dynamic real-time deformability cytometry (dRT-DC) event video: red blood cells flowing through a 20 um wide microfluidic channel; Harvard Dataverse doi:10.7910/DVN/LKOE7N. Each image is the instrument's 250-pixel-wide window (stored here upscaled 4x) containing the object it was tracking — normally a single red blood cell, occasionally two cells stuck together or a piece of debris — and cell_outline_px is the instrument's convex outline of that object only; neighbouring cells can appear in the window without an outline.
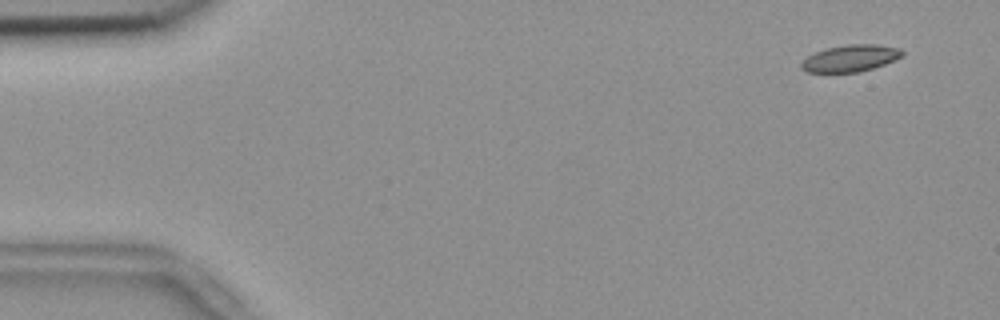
{"species": "common noctule bat (a hibernating species)", "species_latin": "Nyctalus noctula", "temperature_condition": "room temperature", "stored_images_in_passage": 56, "camera_frame_rate_fps": 3000, "um_per_image_px": 0.085, "animal": {"sex": "female", "body_mass_g": 18.4}, "frame": {"image": 1, "passage_image": 4, "time_ms": 1.0, "image_size_px": [1000, 320], "cell_outline_px": [[904, 52], [900, 56], [884, 64], [860, 72], [808, 72], [800, 68], [800, 64], [808, 56], [816, 52], [828, 48], [848, 44], [876, 44], [900, 48]], "centroid_in_image_um": [72.27, 4.95], "position_along_channel_um": 12.7, "area_um2": 15.49}}
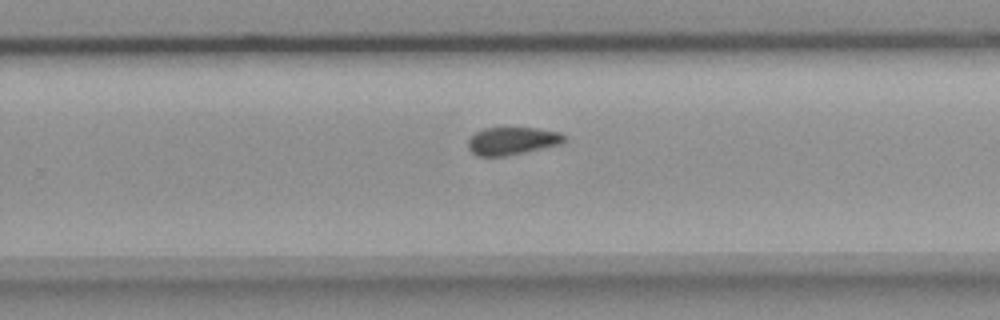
{"frame": {"image": 2, "passage_image": 36, "time_ms": 11.667, "image_size_px": [1000, 320], "cell_outline_px": [[564, 140], [560, 144], [524, 152], [504, 156], [476, 156], [468, 148], [468, 140], [476, 132], [484, 128], [536, 128], [560, 132], [564, 136]], "centroid_in_image_um": [43.5, 11.98], "position_along_channel_um": 286.3, "area_um2": 15.32}}
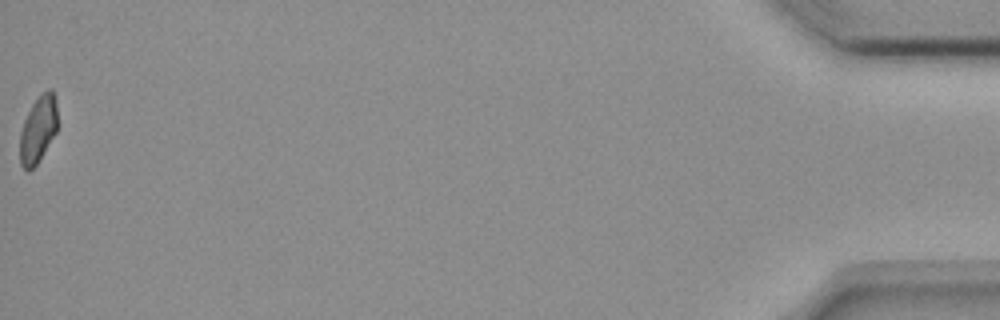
{"frame": {"image": 3, "passage_image": 56, "time_ms": 18.333, "image_size_px": [1000, 320], "cell_outline_px": [[56, 132], [36, 164], [28, 172], [20, 164], [20, 132], [24, 120], [32, 104], [48, 88], [52, 88], [56, 100]], "centroid_in_image_um": [3.22, 10.99], "position_along_channel_um": 432.0, "area_um2": 14.33}, "authors_computed_cell_mechanics": {"area_um2": 15.9817, "velocity_mm_per_s": 3.6736, "shape_relaxation_time_tau1_ms": 10.6676, "shape_relaxation_time_tau2_ms": 9.5145, "deformation_change_tau1": 0.147, "deformation_change_tau2": 0.1325}}